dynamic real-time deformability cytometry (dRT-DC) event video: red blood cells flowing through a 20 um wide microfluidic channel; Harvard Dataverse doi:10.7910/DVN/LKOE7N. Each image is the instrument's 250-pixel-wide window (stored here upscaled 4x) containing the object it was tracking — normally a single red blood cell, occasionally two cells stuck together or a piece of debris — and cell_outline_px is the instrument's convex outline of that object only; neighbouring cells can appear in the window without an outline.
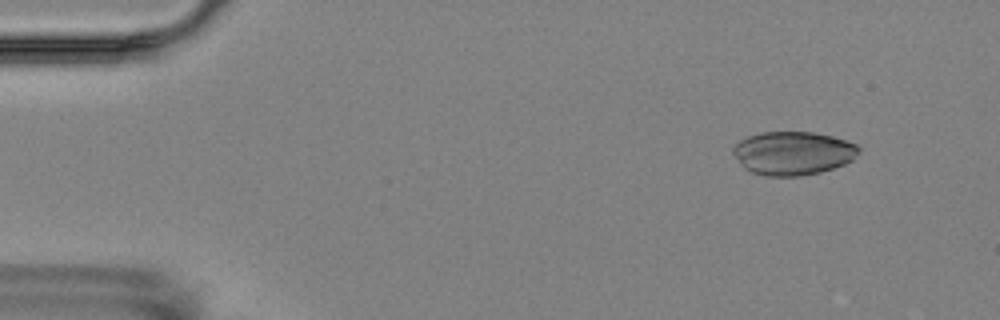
{"species": "Egyptian fruit bat (a non-hibernating species)", "species_latin": "Rousettus aegyptiacus", "temperature_condition": "room temperature", "stored_images_in_passage": 5, "camera_frame_rate_fps": 3000, "um_per_image_px": 0.085, "animal": {"sex": "female"}, "frame": {"image": 1, "passage_image": 2, "time_ms": 1.0, "image_size_px": [1000, 320], "cell_outline_px": [[860, 152], [852, 160], [844, 164], [820, 172], [800, 176], [764, 176], [752, 172], [744, 168], [740, 164], [732, 152], [732, 148], [740, 140], [748, 136], [760, 132], [812, 132], [832, 136], [856, 144], [860, 148]], "centroid_in_image_um": [67.39, 13.02], "position_along_channel_um": 17.6, "area_um2": 31.91}}